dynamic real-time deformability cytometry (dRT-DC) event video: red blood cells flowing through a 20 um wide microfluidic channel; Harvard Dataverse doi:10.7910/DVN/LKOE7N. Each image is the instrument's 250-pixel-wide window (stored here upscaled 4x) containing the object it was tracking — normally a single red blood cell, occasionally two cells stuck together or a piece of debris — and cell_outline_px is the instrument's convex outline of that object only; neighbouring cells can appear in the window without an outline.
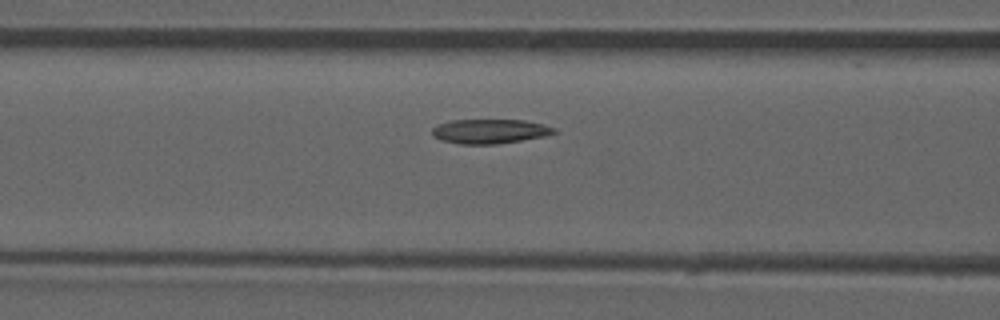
{"species": "common noctule bat (a hibernating species)", "species_latin": "Nyctalus noctula", "temperature_condition": "room temperature", "stored_images_in_passage": 32, "camera_frame_rate_fps": 3000, "um_per_image_px": 0.085, "animal": {"sex": "male", "forearm_length_mm": 52.5}, "frame": {"image": 1, "passage_image": 10, "time_ms": 3.0, "image_size_px": [1000, 320], "cell_outline_px": [[556, 132], [544, 136], [496, 144], [460, 144], [440, 140], [432, 136], [432, 128], [436, 124], [452, 120], [524, 120], [544, 124], [556, 128]], "centroid_in_image_um": [41.59, 11.15], "position_along_channel_um": 125.0, "area_um2": 17.4}}